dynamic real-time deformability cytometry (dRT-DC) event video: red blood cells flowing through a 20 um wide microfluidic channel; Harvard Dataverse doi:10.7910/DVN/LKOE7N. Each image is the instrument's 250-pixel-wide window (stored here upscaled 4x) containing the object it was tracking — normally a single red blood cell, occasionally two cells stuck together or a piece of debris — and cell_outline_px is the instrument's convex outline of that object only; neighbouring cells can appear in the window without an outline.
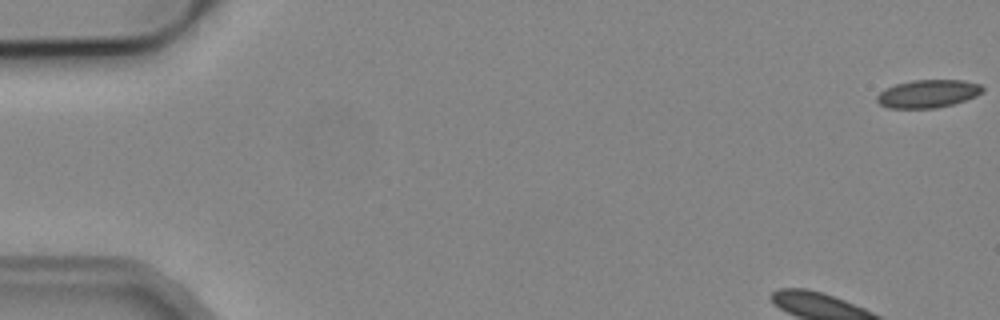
{"species": "common noctule bat (a hibernating species)", "species_latin": "Nyctalus noctula", "temperature_condition": "cold", "stored_images_in_passage": 7, "camera_frame_rate_fps": 3000, "um_per_image_px": 0.085, "animal": {"sex": "male", "body_mass_g": 19.2, "forearm_length_mm": 51.8}, "frame": {"image": 1, "passage_image": 1, "time_ms": 0.0, "image_size_px": [1000, 320], "cell_outline_px": [[984, 92], [976, 96], [952, 104], [936, 108], [888, 108], [880, 104], [876, 100], [876, 96], [884, 88], [896, 84], [912, 80], [964, 80], [980, 84], [984, 88]], "centroid_in_image_um": [78.87, 7.96], "position_along_channel_um": 6.1, "area_um2": 17.28}}